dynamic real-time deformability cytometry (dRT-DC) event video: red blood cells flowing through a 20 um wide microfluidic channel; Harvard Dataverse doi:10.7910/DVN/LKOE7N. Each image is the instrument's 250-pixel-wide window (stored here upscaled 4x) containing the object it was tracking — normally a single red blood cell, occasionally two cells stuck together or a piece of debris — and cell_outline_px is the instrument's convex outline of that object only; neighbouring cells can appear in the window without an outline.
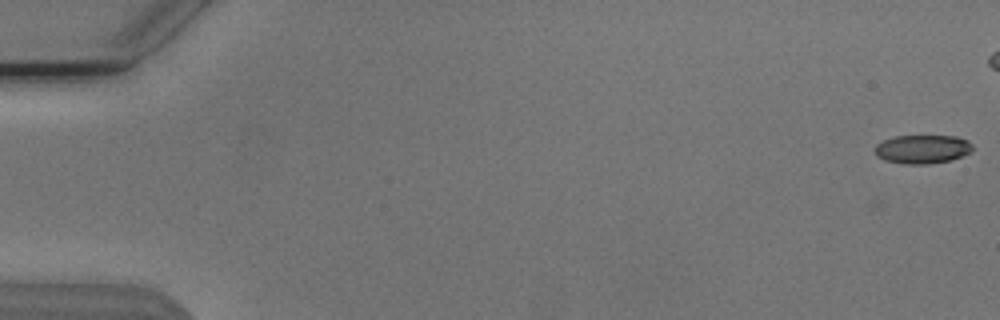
{"species": "Egyptian fruit bat (a non-hibernating species)", "species_latin": "Rousettus aegyptiacus", "temperature_condition": "cold", "stored_images_in_passage": 3, "camera_frame_rate_fps": 3000, "um_per_image_px": 0.085, "animal": {"sex": "male"}, "frame": {"image": 1, "passage_image": 3, "time_ms": 0.667, "image_size_px": [1000, 320], "cell_outline_px": [[972, 152], [952, 160], [928, 164], [904, 164], [884, 160], [876, 156], [872, 148], [876, 144], [892, 136], [956, 136], [968, 140], [972, 144]], "centroid_in_image_um": [78.38, 12.68], "position_along_channel_um": 6.6, "area_um2": 16.65}}